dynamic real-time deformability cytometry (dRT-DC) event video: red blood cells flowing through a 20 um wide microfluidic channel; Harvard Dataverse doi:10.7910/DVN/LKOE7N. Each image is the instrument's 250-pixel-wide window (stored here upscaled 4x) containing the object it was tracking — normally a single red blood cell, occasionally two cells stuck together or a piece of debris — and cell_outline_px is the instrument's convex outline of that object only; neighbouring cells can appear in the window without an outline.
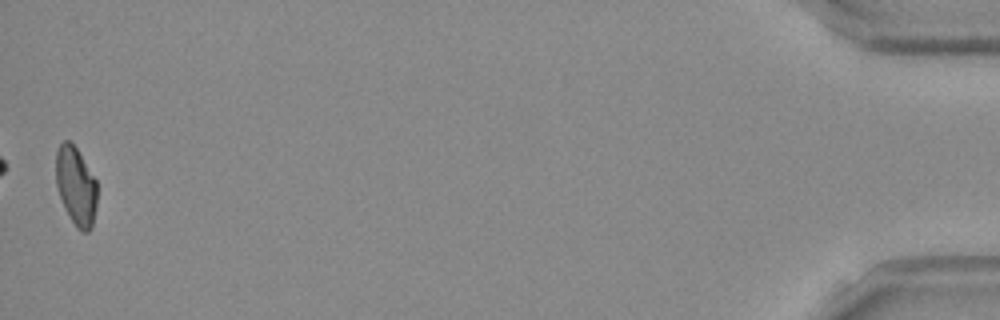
{"species": "Egyptian fruit bat (a non-hibernating species)", "species_latin": "Rousettus aegyptiacus", "temperature_condition": "room temperature", "stored_images_in_passage": 38, "camera_frame_rate_fps": 3000, "um_per_image_px": 0.085, "frame": {"image": 1, "passage_image": 38, "time_ms": 12.333, "image_size_px": [1000, 320], "cell_outline_px": [[96, 208], [92, 228], [88, 232], [80, 232], [76, 228], [64, 208], [56, 184], [56, 152], [60, 144], [64, 140], [68, 140], [76, 148], [96, 180]], "centroid_in_image_um": [6.45, 15.86], "position_along_channel_um": 428.7, "area_um2": 18.79}, "authors_computed_cell_mechanics": {"area_um2": 19.6231, "velocity_mm_per_s": 3.8441, "shape_relaxation_time_tau1_ms": 10.0935, "shape_relaxation_time_tau2_ms": 3.3975, "deformation_change_tau1": 0.2139, "deformation_change_tau2": 0.0879}}